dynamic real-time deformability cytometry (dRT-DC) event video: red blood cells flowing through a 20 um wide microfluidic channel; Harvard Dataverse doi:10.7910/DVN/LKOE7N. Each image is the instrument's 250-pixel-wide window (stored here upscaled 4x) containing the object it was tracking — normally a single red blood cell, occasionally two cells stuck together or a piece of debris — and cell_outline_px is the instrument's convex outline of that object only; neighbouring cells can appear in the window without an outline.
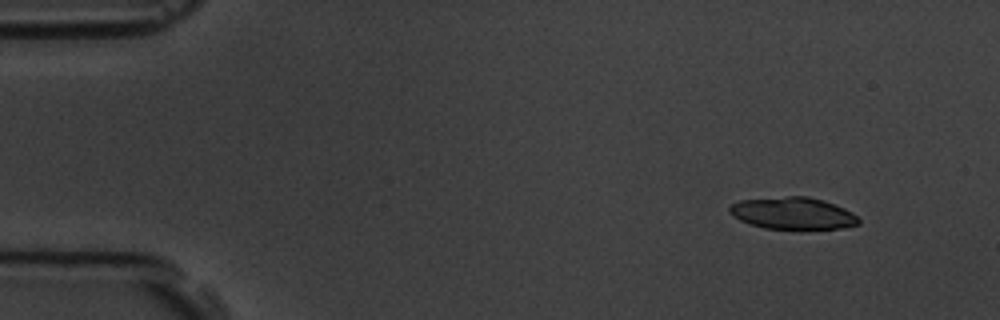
{"species": "common noctule bat (a hibernating species)", "species_latin": "Nyctalus noctula", "temperature_condition": "room temperature", "stored_images_in_passage": 4, "camera_frame_rate_fps": 3000, "um_per_image_px": 0.085, "animal": {"sex": "male", "body_mass_g": 19.5, "forearm_length_mm": 54.6}, "frame": {"image": 1, "passage_image": 2, "time_ms": 1.0, "image_size_px": [1000, 320], "cell_outline_px": [[860, 224], [844, 228], [800, 232], [764, 228], [748, 224], [732, 216], [728, 212], [728, 208], [732, 204], [740, 200], [788, 196], [808, 196], [824, 200], [844, 208], [852, 212], [860, 220]], "centroid_in_image_um": [67.42, 18.18], "position_along_channel_um": 17.6, "area_um2": 25.2}}